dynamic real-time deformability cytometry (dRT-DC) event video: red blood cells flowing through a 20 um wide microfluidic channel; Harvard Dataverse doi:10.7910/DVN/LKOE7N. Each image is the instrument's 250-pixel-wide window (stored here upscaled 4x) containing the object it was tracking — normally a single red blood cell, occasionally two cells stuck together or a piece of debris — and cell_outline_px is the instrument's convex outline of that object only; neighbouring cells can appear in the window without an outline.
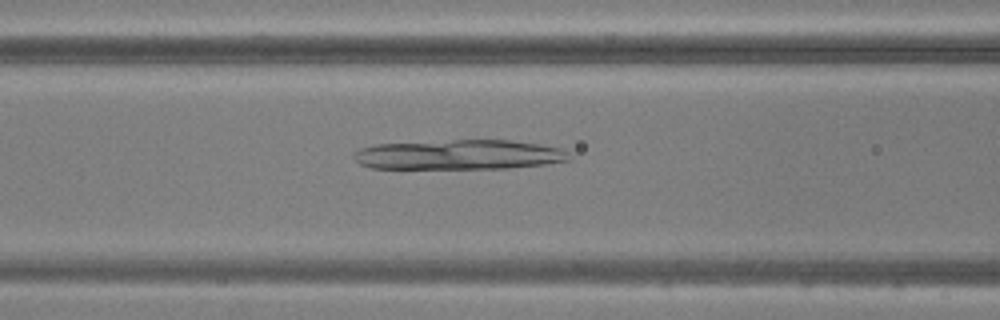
{"species": "common noctule bat (a hibernating species)", "species_latin": "Nyctalus noctula", "temperature_condition": "warm", "stored_images_in_passage": 49, "camera_frame_rate_fps": 3000, "um_per_image_px": 0.085, "animal": {"sex": "male", "body_mass_g": 20.5, "forearm_length_mm": 52.5}, "frame": {"image": 1, "passage_image": 20, "time_ms": 6.333, "image_size_px": [1000, 320], "cell_outline_px": [[568, 160], [544, 164], [508, 168], [372, 168], [360, 164], [352, 156], [352, 152], [360, 148], [376, 144], [452, 140], [508, 140], [564, 148]], "centroid_in_image_um": [38.95, 13.14], "position_along_channel_um": 127.7, "area_um2": 37.11}}
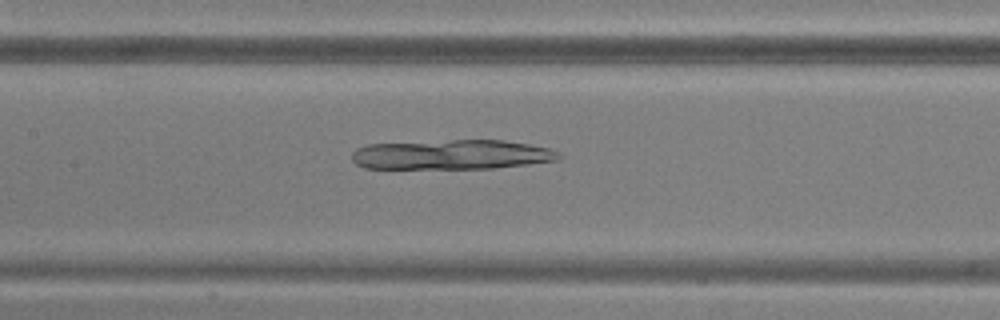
{"frame": {"image": 2, "passage_image": 23, "time_ms": 7.333, "image_size_px": [1000, 320], "cell_outline_px": [[560, 160], [528, 164], [492, 168], [364, 168], [356, 164], [352, 160], [352, 152], [356, 148], [368, 144], [452, 140], [504, 140], [528, 144], [548, 148], [560, 152]], "centroid_in_image_um": [38.39, 13.14], "position_along_channel_um": 169.0, "area_um2": 35.78}}